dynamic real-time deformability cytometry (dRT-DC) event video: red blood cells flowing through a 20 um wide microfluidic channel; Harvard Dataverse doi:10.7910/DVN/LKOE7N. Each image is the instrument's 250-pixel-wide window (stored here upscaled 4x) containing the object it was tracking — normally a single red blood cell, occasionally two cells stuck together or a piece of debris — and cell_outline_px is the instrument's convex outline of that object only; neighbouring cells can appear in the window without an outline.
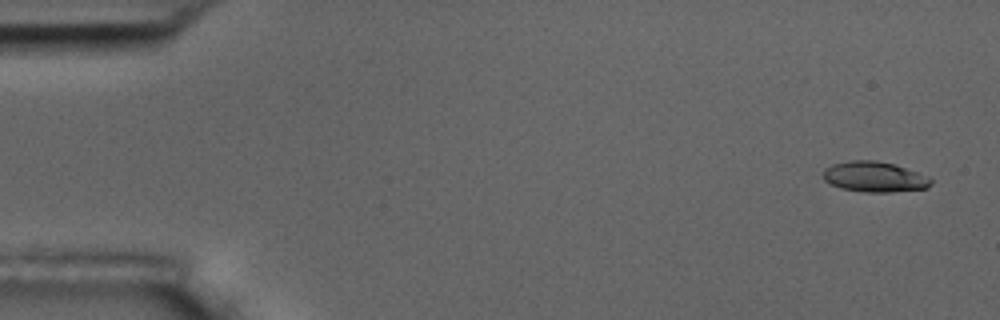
{"species": "common noctule bat (a hibernating species)", "species_latin": "Nyctalus noctula", "temperature_condition": "room temperature", "stored_images_in_passage": 4, "camera_frame_rate_fps": 3000, "um_per_image_px": 0.085, "animal": {"sex": "male", "body_mass_g": 17.5, "forearm_length_mm": 52.3}, "frame": {"image": 1, "passage_image": 1, "time_ms": 0.0, "image_size_px": [1000, 320], "cell_outline_px": [[932, 184], [928, 188], [892, 192], [864, 192], [840, 188], [828, 184], [824, 180], [824, 168], [832, 164], [852, 160], [876, 160], [896, 164], [916, 172], [932, 180]], "centroid_in_image_um": [74.3, 15.03], "position_along_channel_um": 10.7, "area_um2": 19.19}}
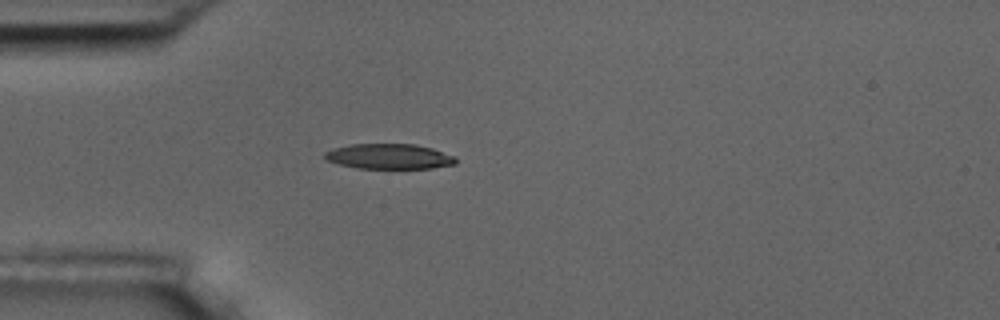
{"frame": {"image": 2, "passage_image": 4, "time_ms": 4.333, "image_size_px": [1000, 320], "cell_outline_px": [[456, 164], [432, 168], [356, 168], [324, 160], [324, 152], [332, 148], [352, 144], [416, 144], [432, 148], [456, 156]], "centroid_in_image_um": [33.07, 13.29], "position_along_channel_um": 51.9, "area_um2": 19.36}}